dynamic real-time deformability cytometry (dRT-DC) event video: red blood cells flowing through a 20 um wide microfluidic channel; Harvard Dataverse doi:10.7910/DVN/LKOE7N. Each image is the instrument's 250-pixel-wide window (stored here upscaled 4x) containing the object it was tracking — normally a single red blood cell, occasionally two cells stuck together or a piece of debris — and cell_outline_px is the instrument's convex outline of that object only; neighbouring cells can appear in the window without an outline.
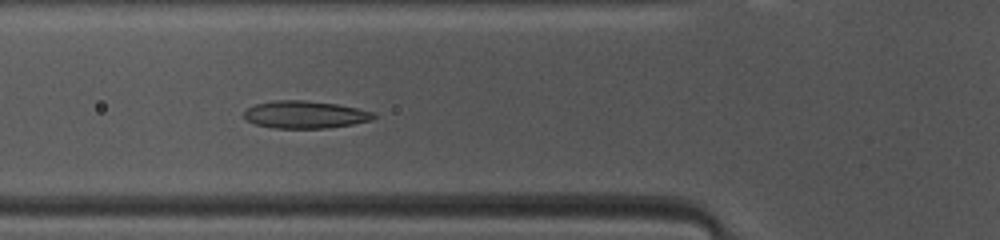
{"species": "common noctule bat (a hibernating species)", "species_latin": "Nyctalus noctula", "temperature_condition": "warm", "stored_images_in_passage": 33, "camera_frame_rate_fps": 3000, "um_per_image_px": 0.085, "animal": {"sex": "female", "body_mass_g": 10.0, "forearm_length_mm": 53.1}, "frame": {"image": 1, "passage_image": 7, "time_ms": 2.0, "image_size_px": [1000, 240], "cell_outline_px": [[376, 116], [372, 120], [352, 124], [328, 128], [276, 128], [256, 124], [248, 120], [244, 116], [244, 112], [248, 108], [256, 104], [276, 100], [304, 100], [336, 104], [356, 108], [372, 112]], "centroid_in_image_um": [25.94, 9.74], "position_along_channel_um": 99.9, "area_um2": 20.46}}
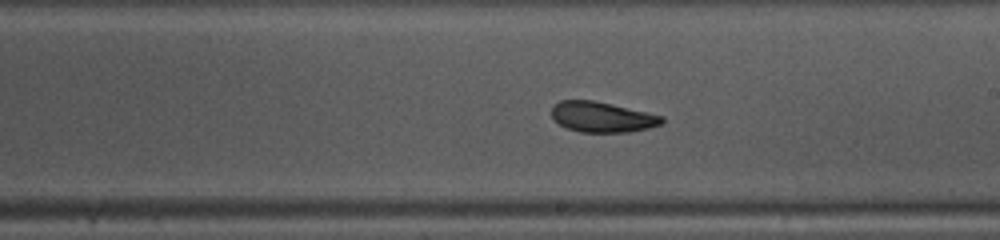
{"frame": {"image": 2, "passage_image": 17, "time_ms": 5.333, "image_size_px": [1000, 240], "cell_outline_px": [[664, 124], [648, 128], [628, 132], [580, 132], [568, 128], [552, 120], [552, 108], [560, 100], [592, 100], [612, 104], [664, 116]], "centroid_in_image_um": [51.2, 9.95], "position_along_channel_um": 237.8, "area_um2": 19.54}}
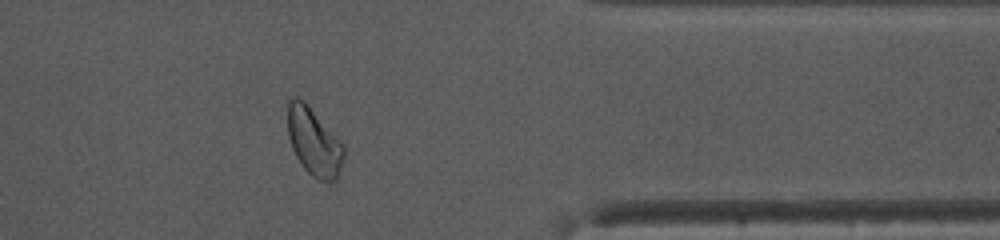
{"frame": {"image": 3, "passage_image": 29, "time_ms": 9.333, "image_size_px": [1000, 240], "cell_outline_px": [[344, 156], [340, 176], [336, 180], [320, 180], [312, 176], [304, 168], [296, 156], [292, 148], [288, 136], [288, 100], [292, 96], [296, 96], [304, 100], [308, 104], [344, 144]], "centroid_in_image_um": [26.7, 12.04], "position_along_channel_um": 384.7, "area_um2": 22.37}, "authors_computed_cell_mechanics": {"area_um2": 20.1144, "velocity_mm_per_s": 4.127, "shape_relaxation_time_tau1_ms": 1.9405, "shape_relaxation_time_tau2_ms": 7.4484, "deformation_change_tau1": 0.1133, "deformation_change_tau2": 0.0925}}